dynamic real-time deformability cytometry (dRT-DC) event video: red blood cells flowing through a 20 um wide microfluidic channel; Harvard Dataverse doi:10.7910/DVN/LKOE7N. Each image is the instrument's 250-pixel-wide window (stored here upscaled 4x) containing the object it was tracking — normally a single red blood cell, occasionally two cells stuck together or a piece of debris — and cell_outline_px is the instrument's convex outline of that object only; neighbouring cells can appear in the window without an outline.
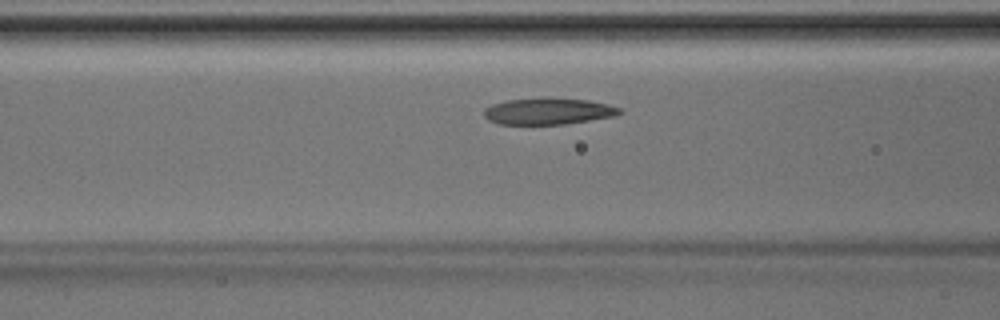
{"species": "Egyptian fruit bat (a non-hibernating species)", "species_latin": "Rousettus aegyptiacus", "temperature_condition": "room temperature", "stored_images_in_passage": 13, "camera_frame_rate_fps": 3000, "um_per_image_px": 0.085, "animal": {"sex": "male"}, "frame": {"image": 1, "passage_image": 11, "time_ms": 3.333, "image_size_px": [1000, 320], "cell_outline_px": [[624, 112], [616, 116], [564, 124], [500, 124], [488, 120], [484, 116], [484, 108], [492, 104], [508, 100], [544, 96], [588, 100], [608, 104], [620, 108]], "centroid_in_image_um": [46.61, 9.43], "position_along_channel_um": 120.0, "area_um2": 21.33}}